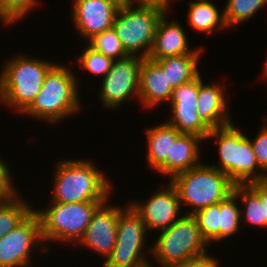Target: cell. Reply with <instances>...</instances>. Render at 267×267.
<instances>
[{
    "mask_svg": "<svg viewBox=\"0 0 267 267\" xmlns=\"http://www.w3.org/2000/svg\"><path fill=\"white\" fill-rule=\"evenodd\" d=\"M55 166L50 202L107 201L116 190L105 172L89 158H65Z\"/></svg>",
    "mask_w": 267,
    "mask_h": 267,
    "instance_id": "1",
    "label": "cell"
},
{
    "mask_svg": "<svg viewBox=\"0 0 267 267\" xmlns=\"http://www.w3.org/2000/svg\"><path fill=\"white\" fill-rule=\"evenodd\" d=\"M70 66L56 63L49 70L40 93L22 115L25 114L50 125L60 124L68 117L81 112L80 79L74 71H71Z\"/></svg>",
    "mask_w": 267,
    "mask_h": 267,
    "instance_id": "2",
    "label": "cell"
},
{
    "mask_svg": "<svg viewBox=\"0 0 267 267\" xmlns=\"http://www.w3.org/2000/svg\"><path fill=\"white\" fill-rule=\"evenodd\" d=\"M56 63L19 53L0 69V103L22 114L40 93L44 78Z\"/></svg>",
    "mask_w": 267,
    "mask_h": 267,
    "instance_id": "3",
    "label": "cell"
},
{
    "mask_svg": "<svg viewBox=\"0 0 267 267\" xmlns=\"http://www.w3.org/2000/svg\"><path fill=\"white\" fill-rule=\"evenodd\" d=\"M216 140L219 161L212 164L224 172L235 184L267 181V174L259 167L249 136L234 123L212 129L206 140Z\"/></svg>",
    "mask_w": 267,
    "mask_h": 267,
    "instance_id": "4",
    "label": "cell"
},
{
    "mask_svg": "<svg viewBox=\"0 0 267 267\" xmlns=\"http://www.w3.org/2000/svg\"><path fill=\"white\" fill-rule=\"evenodd\" d=\"M169 181L176 188L181 207L190 206L191 209L185 211L188 215L224 201L236 185L224 172L204 162L176 174Z\"/></svg>",
    "mask_w": 267,
    "mask_h": 267,
    "instance_id": "5",
    "label": "cell"
},
{
    "mask_svg": "<svg viewBox=\"0 0 267 267\" xmlns=\"http://www.w3.org/2000/svg\"><path fill=\"white\" fill-rule=\"evenodd\" d=\"M104 202H49L51 205L45 206L47 208H35L41 221V237L48 252L50 245H56V242L75 246L83 237L93 213Z\"/></svg>",
    "mask_w": 267,
    "mask_h": 267,
    "instance_id": "6",
    "label": "cell"
},
{
    "mask_svg": "<svg viewBox=\"0 0 267 267\" xmlns=\"http://www.w3.org/2000/svg\"><path fill=\"white\" fill-rule=\"evenodd\" d=\"M169 228L161 230L152 242L151 257L158 267H170L210 255L193 215L185 214ZM160 265V266H159Z\"/></svg>",
    "mask_w": 267,
    "mask_h": 267,
    "instance_id": "7",
    "label": "cell"
},
{
    "mask_svg": "<svg viewBox=\"0 0 267 267\" xmlns=\"http://www.w3.org/2000/svg\"><path fill=\"white\" fill-rule=\"evenodd\" d=\"M165 12L158 6L138 4L117 11L112 27L128 55L148 58L157 24Z\"/></svg>",
    "mask_w": 267,
    "mask_h": 267,
    "instance_id": "8",
    "label": "cell"
},
{
    "mask_svg": "<svg viewBox=\"0 0 267 267\" xmlns=\"http://www.w3.org/2000/svg\"><path fill=\"white\" fill-rule=\"evenodd\" d=\"M126 204L118 216L115 246L103 261V267H144L152 262L149 258L152 246L144 248L149 234L145 223L128 200Z\"/></svg>",
    "mask_w": 267,
    "mask_h": 267,
    "instance_id": "9",
    "label": "cell"
},
{
    "mask_svg": "<svg viewBox=\"0 0 267 267\" xmlns=\"http://www.w3.org/2000/svg\"><path fill=\"white\" fill-rule=\"evenodd\" d=\"M33 251L35 254L38 251L49 253L41 237V221L35 210L0 238V267H29Z\"/></svg>",
    "mask_w": 267,
    "mask_h": 267,
    "instance_id": "10",
    "label": "cell"
},
{
    "mask_svg": "<svg viewBox=\"0 0 267 267\" xmlns=\"http://www.w3.org/2000/svg\"><path fill=\"white\" fill-rule=\"evenodd\" d=\"M142 57L128 55L114 60L111 70L100 81L97 96L104 109L116 110L130 99H138L140 88V67ZM129 100V101H128Z\"/></svg>",
    "mask_w": 267,
    "mask_h": 267,
    "instance_id": "11",
    "label": "cell"
},
{
    "mask_svg": "<svg viewBox=\"0 0 267 267\" xmlns=\"http://www.w3.org/2000/svg\"><path fill=\"white\" fill-rule=\"evenodd\" d=\"M199 94V75L172 91L168 106H170L169 119L166 122L181 133H191L204 140L211 129L201 120L197 110Z\"/></svg>",
    "mask_w": 267,
    "mask_h": 267,
    "instance_id": "12",
    "label": "cell"
},
{
    "mask_svg": "<svg viewBox=\"0 0 267 267\" xmlns=\"http://www.w3.org/2000/svg\"><path fill=\"white\" fill-rule=\"evenodd\" d=\"M168 183H164L165 185H162L158 191H155V194H151L149 199L145 201H131V199L128 201L141 216L147 230L150 232L167 229L182 216V208L176 188L171 182Z\"/></svg>",
    "mask_w": 267,
    "mask_h": 267,
    "instance_id": "13",
    "label": "cell"
},
{
    "mask_svg": "<svg viewBox=\"0 0 267 267\" xmlns=\"http://www.w3.org/2000/svg\"><path fill=\"white\" fill-rule=\"evenodd\" d=\"M110 202H112L111 199H108L96 209L83 237L75 245L100 254L104 258L103 261L107 259L115 246L118 216L127 206L126 204H122L125 205L124 207L120 204L113 206Z\"/></svg>",
    "mask_w": 267,
    "mask_h": 267,
    "instance_id": "14",
    "label": "cell"
},
{
    "mask_svg": "<svg viewBox=\"0 0 267 267\" xmlns=\"http://www.w3.org/2000/svg\"><path fill=\"white\" fill-rule=\"evenodd\" d=\"M70 19L80 38L91 39L94 35L112 28L118 9L106 0H72Z\"/></svg>",
    "mask_w": 267,
    "mask_h": 267,
    "instance_id": "15",
    "label": "cell"
},
{
    "mask_svg": "<svg viewBox=\"0 0 267 267\" xmlns=\"http://www.w3.org/2000/svg\"><path fill=\"white\" fill-rule=\"evenodd\" d=\"M168 14L166 11L157 24L148 58L155 61L169 56L202 54L203 46L190 48L185 27L177 19L172 18L168 21Z\"/></svg>",
    "mask_w": 267,
    "mask_h": 267,
    "instance_id": "16",
    "label": "cell"
},
{
    "mask_svg": "<svg viewBox=\"0 0 267 267\" xmlns=\"http://www.w3.org/2000/svg\"><path fill=\"white\" fill-rule=\"evenodd\" d=\"M201 76L200 73L197 103V110L201 120L211 130L233 123V119L230 116V106H228L230 98L228 97L227 84L215 81L205 83Z\"/></svg>",
    "mask_w": 267,
    "mask_h": 267,
    "instance_id": "17",
    "label": "cell"
},
{
    "mask_svg": "<svg viewBox=\"0 0 267 267\" xmlns=\"http://www.w3.org/2000/svg\"><path fill=\"white\" fill-rule=\"evenodd\" d=\"M173 88L163 69L149 58L142 59L140 67L139 102L144 109L150 110L168 103Z\"/></svg>",
    "mask_w": 267,
    "mask_h": 267,
    "instance_id": "18",
    "label": "cell"
},
{
    "mask_svg": "<svg viewBox=\"0 0 267 267\" xmlns=\"http://www.w3.org/2000/svg\"><path fill=\"white\" fill-rule=\"evenodd\" d=\"M201 141H204L198 135L191 133H181L174 142H172L171 158L166 160L155 170L159 175L168 177L169 180L178 173L188 171L198 166L201 159Z\"/></svg>",
    "mask_w": 267,
    "mask_h": 267,
    "instance_id": "19",
    "label": "cell"
},
{
    "mask_svg": "<svg viewBox=\"0 0 267 267\" xmlns=\"http://www.w3.org/2000/svg\"><path fill=\"white\" fill-rule=\"evenodd\" d=\"M181 134L166 121L146 128L147 151L145 158L150 169L156 170L166 158H171L172 142Z\"/></svg>",
    "mask_w": 267,
    "mask_h": 267,
    "instance_id": "20",
    "label": "cell"
},
{
    "mask_svg": "<svg viewBox=\"0 0 267 267\" xmlns=\"http://www.w3.org/2000/svg\"><path fill=\"white\" fill-rule=\"evenodd\" d=\"M188 25L198 34L214 35V32L227 28L224 13L219 11L215 3L209 0H193L188 2ZM218 29V30H217Z\"/></svg>",
    "mask_w": 267,
    "mask_h": 267,
    "instance_id": "21",
    "label": "cell"
},
{
    "mask_svg": "<svg viewBox=\"0 0 267 267\" xmlns=\"http://www.w3.org/2000/svg\"><path fill=\"white\" fill-rule=\"evenodd\" d=\"M202 55L204 53L169 56L155 60V62L163 69L174 89L195 79L202 73L198 68Z\"/></svg>",
    "mask_w": 267,
    "mask_h": 267,
    "instance_id": "22",
    "label": "cell"
},
{
    "mask_svg": "<svg viewBox=\"0 0 267 267\" xmlns=\"http://www.w3.org/2000/svg\"><path fill=\"white\" fill-rule=\"evenodd\" d=\"M233 193L238 197V201H241V222L244 221L248 227L251 225L257 227L256 229H266L264 202L260 201L259 196L247 184H236Z\"/></svg>",
    "mask_w": 267,
    "mask_h": 267,
    "instance_id": "23",
    "label": "cell"
},
{
    "mask_svg": "<svg viewBox=\"0 0 267 267\" xmlns=\"http://www.w3.org/2000/svg\"><path fill=\"white\" fill-rule=\"evenodd\" d=\"M20 195L18 192L11 199L0 202V238L12 231L34 210V204Z\"/></svg>",
    "mask_w": 267,
    "mask_h": 267,
    "instance_id": "24",
    "label": "cell"
},
{
    "mask_svg": "<svg viewBox=\"0 0 267 267\" xmlns=\"http://www.w3.org/2000/svg\"><path fill=\"white\" fill-rule=\"evenodd\" d=\"M223 8L224 20L228 30L245 21L267 6V0H226Z\"/></svg>",
    "mask_w": 267,
    "mask_h": 267,
    "instance_id": "25",
    "label": "cell"
},
{
    "mask_svg": "<svg viewBox=\"0 0 267 267\" xmlns=\"http://www.w3.org/2000/svg\"><path fill=\"white\" fill-rule=\"evenodd\" d=\"M241 223V206L238 197L232 193L220 202V241L238 235L242 230Z\"/></svg>",
    "mask_w": 267,
    "mask_h": 267,
    "instance_id": "26",
    "label": "cell"
},
{
    "mask_svg": "<svg viewBox=\"0 0 267 267\" xmlns=\"http://www.w3.org/2000/svg\"><path fill=\"white\" fill-rule=\"evenodd\" d=\"M202 237L209 245L220 242V202L193 214Z\"/></svg>",
    "mask_w": 267,
    "mask_h": 267,
    "instance_id": "27",
    "label": "cell"
},
{
    "mask_svg": "<svg viewBox=\"0 0 267 267\" xmlns=\"http://www.w3.org/2000/svg\"><path fill=\"white\" fill-rule=\"evenodd\" d=\"M86 42V44H88L94 51L110 57L113 60L122 59L128 56L113 27L94 35Z\"/></svg>",
    "mask_w": 267,
    "mask_h": 267,
    "instance_id": "28",
    "label": "cell"
},
{
    "mask_svg": "<svg viewBox=\"0 0 267 267\" xmlns=\"http://www.w3.org/2000/svg\"><path fill=\"white\" fill-rule=\"evenodd\" d=\"M83 52H81V55L76 58L77 64H79L78 67L88 72L91 75L99 76L103 79L107 73L111 70L113 59L110 57H107L101 53H98L94 51L92 48H90L87 44L86 47L83 46Z\"/></svg>",
    "mask_w": 267,
    "mask_h": 267,
    "instance_id": "29",
    "label": "cell"
},
{
    "mask_svg": "<svg viewBox=\"0 0 267 267\" xmlns=\"http://www.w3.org/2000/svg\"><path fill=\"white\" fill-rule=\"evenodd\" d=\"M40 2V0H0V22L12 27L17 21L29 16V12H32Z\"/></svg>",
    "mask_w": 267,
    "mask_h": 267,
    "instance_id": "30",
    "label": "cell"
},
{
    "mask_svg": "<svg viewBox=\"0 0 267 267\" xmlns=\"http://www.w3.org/2000/svg\"><path fill=\"white\" fill-rule=\"evenodd\" d=\"M263 120L264 125L261 129H259L256 137L249 139L259 167L267 174V115H265Z\"/></svg>",
    "mask_w": 267,
    "mask_h": 267,
    "instance_id": "31",
    "label": "cell"
},
{
    "mask_svg": "<svg viewBox=\"0 0 267 267\" xmlns=\"http://www.w3.org/2000/svg\"><path fill=\"white\" fill-rule=\"evenodd\" d=\"M2 158V159H1ZM3 157L0 156V202L6 201L14 197L18 192L17 186L13 183L11 177L10 165L4 161Z\"/></svg>",
    "mask_w": 267,
    "mask_h": 267,
    "instance_id": "32",
    "label": "cell"
},
{
    "mask_svg": "<svg viewBox=\"0 0 267 267\" xmlns=\"http://www.w3.org/2000/svg\"><path fill=\"white\" fill-rule=\"evenodd\" d=\"M210 254L211 255L203 256L201 258L176 264L170 267H220V262L217 261L218 258L212 256V253Z\"/></svg>",
    "mask_w": 267,
    "mask_h": 267,
    "instance_id": "33",
    "label": "cell"
},
{
    "mask_svg": "<svg viewBox=\"0 0 267 267\" xmlns=\"http://www.w3.org/2000/svg\"><path fill=\"white\" fill-rule=\"evenodd\" d=\"M264 202L265 217L267 219V181L249 182L246 183Z\"/></svg>",
    "mask_w": 267,
    "mask_h": 267,
    "instance_id": "34",
    "label": "cell"
},
{
    "mask_svg": "<svg viewBox=\"0 0 267 267\" xmlns=\"http://www.w3.org/2000/svg\"><path fill=\"white\" fill-rule=\"evenodd\" d=\"M173 1L176 0H135L138 5L158 6L167 12H171L170 9L172 8L170 5L173 4Z\"/></svg>",
    "mask_w": 267,
    "mask_h": 267,
    "instance_id": "35",
    "label": "cell"
},
{
    "mask_svg": "<svg viewBox=\"0 0 267 267\" xmlns=\"http://www.w3.org/2000/svg\"><path fill=\"white\" fill-rule=\"evenodd\" d=\"M113 5L116 9L121 10L127 7H132L136 4L135 0H106Z\"/></svg>",
    "mask_w": 267,
    "mask_h": 267,
    "instance_id": "36",
    "label": "cell"
},
{
    "mask_svg": "<svg viewBox=\"0 0 267 267\" xmlns=\"http://www.w3.org/2000/svg\"><path fill=\"white\" fill-rule=\"evenodd\" d=\"M261 70V76L263 79L267 80V60H265L264 68Z\"/></svg>",
    "mask_w": 267,
    "mask_h": 267,
    "instance_id": "37",
    "label": "cell"
},
{
    "mask_svg": "<svg viewBox=\"0 0 267 267\" xmlns=\"http://www.w3.org/2000/svg\"><path fill=\"white\" fill-rule=\"evenodd\" d=\"M152 263H154V262H151V263H149V264L145 265L144 267H155V266H156V264H155V263H154V264H152Z\"/></svg>",
    "mask_w": 267,
    "mask_h": 267,
    "instance_id": "38",
    "label": "cell"
}]
</instances>
